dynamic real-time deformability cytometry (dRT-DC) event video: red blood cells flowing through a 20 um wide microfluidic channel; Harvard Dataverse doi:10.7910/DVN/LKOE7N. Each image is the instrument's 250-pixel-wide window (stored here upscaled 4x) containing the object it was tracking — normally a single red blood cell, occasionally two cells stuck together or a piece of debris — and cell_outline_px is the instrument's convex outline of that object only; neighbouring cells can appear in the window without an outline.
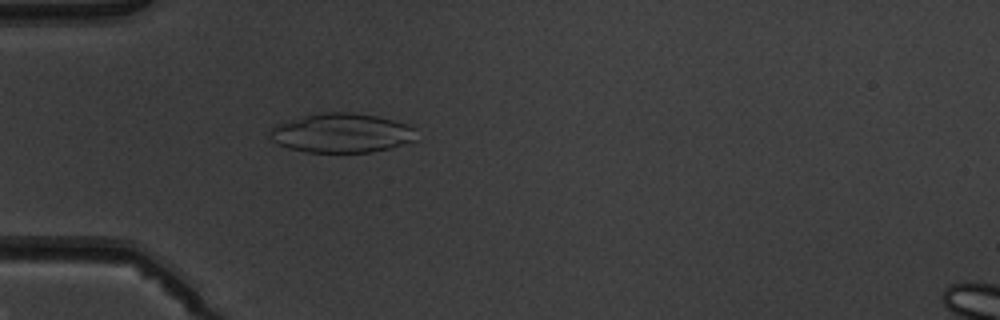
{"species": "common noctule bat (a hibernating species)", "species_latin": "Nyctalus noctula", "temperature_condition": "warm", "stored_images_in_passage": 4, "camera_frame_rate_fps": 3000, "um_per_image_px": 0.085, "animal": {"sex": "male", "body_mass_g": 19.5, "forearm_length_mm": 54.6}, "frame": {"image": 1, "passage_image": 4, "time_ms": 4.333, "image_size_px": [1000, 320], "cell_outline_px": [[416, 140], [392, 148], [368, 152], [308, 152], [288, 148], [272, 140], [268, 136], [272, 128], [276, 124], [312, 112], [352, 112], [376, 116], [408, 124], [416, 128]], "centroid_in_image_um": [29.04, 11.29], "position_along_channel_um": 56.0, "area_um2": 33.87}}